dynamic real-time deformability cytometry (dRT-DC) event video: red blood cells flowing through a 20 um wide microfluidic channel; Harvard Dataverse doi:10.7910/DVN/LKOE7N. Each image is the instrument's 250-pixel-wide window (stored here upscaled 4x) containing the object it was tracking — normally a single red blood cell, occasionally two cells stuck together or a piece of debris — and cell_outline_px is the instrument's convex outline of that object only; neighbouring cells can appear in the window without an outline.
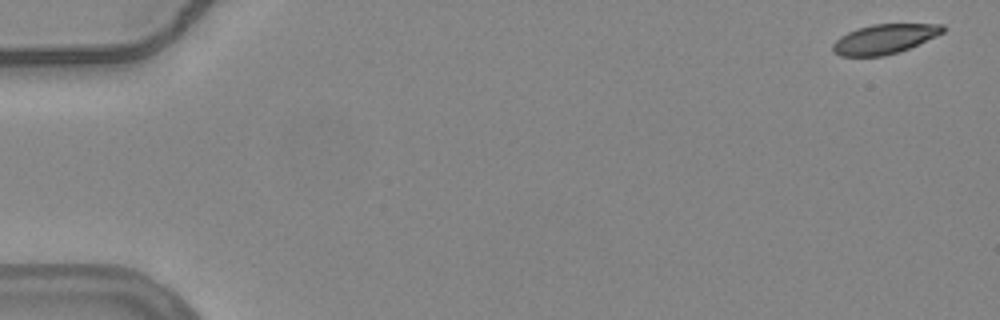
{"species": "common noctule bat (a hibernating species)", "species_latin": "Nyctalus noctula", "temperature_condition": "warm", "stored_images_in_passage": 55, "camera_frame_rate_fps": 3000, "um_per_image_px": 0.085, "animal": {"sex": "female", "body_mass_g": 24.6, "forearm_length_mm": 56.2}, "frame": {"image": 1, "passage_image": 1, "time_ms": 0.0, "image_size_px": [1000, 320], "cell_outline_px": [[944, 32], [936, 36], [908, 48], [884, 56], [840, 56], [832, 52], [832, 44], [840, 36], [848, 32], [872, 24], [944, 24]], "centroid_in_image_um": [75.14, 3.32], "position_along_channel_um": 9.9, "area_um2": 18.79}}
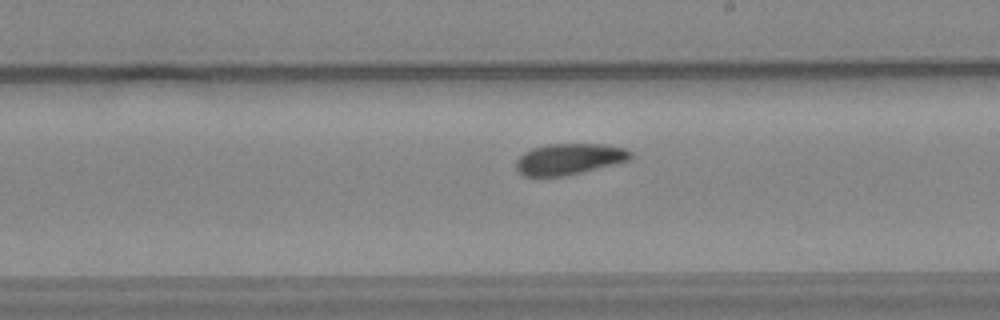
{"frame": {"image": 2, "passage_image": 32, "time_ms": 10.333, "image_size_px": [1000, 320], "cell_outline_px": [[632, 156], [628, 160], [564, 176], [524, 176], [516, 172], [516, 160], [524, 152], [532, 148], [548, 144], [604, 144], [624, 148], [632, 152]], "centroid_in_image_um": [48.32, 13.51], "position_along_channel_um": 240.7, "area_um2": 20.58}}
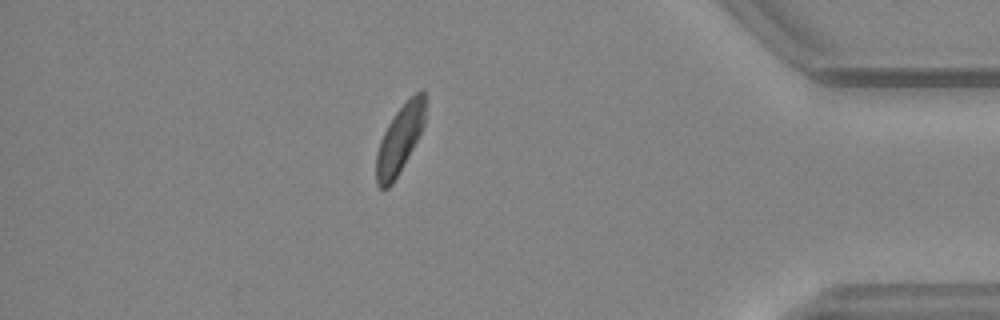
{"frame": {"image": 3, "passage_image": 48, "time_ms": 15.667, "image_size_px": [1000, 320], "cell_outline_px": [[424, 124], [404, 164], [392, 184], [388, 188], [380, 188], [376, 184], [376, 152], [380, 140], [388, 124], [396, 112], [416, 92], [424, 88]], "centroid_in_image_um": [33.94, 11.87], "position_along_channel_um": 401.3, "area_um2": 18.9}}